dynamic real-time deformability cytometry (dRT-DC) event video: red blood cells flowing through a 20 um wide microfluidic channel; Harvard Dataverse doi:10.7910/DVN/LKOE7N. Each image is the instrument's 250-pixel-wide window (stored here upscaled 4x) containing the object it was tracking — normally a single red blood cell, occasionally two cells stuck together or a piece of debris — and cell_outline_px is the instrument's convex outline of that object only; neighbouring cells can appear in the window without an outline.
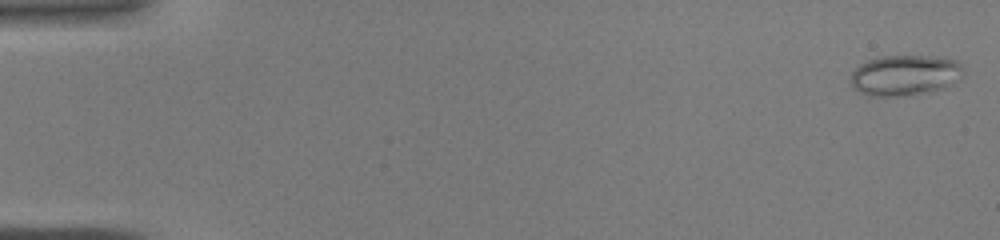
{"species": "common noctule bat (a hibernating species)", "species_latin": "Nyctalus noctula", "temperature_condition": "warm", "stored_images_in_passage": 44, "camera_frame_rate_fps": 3000, "um_per_image_px": 0.085, "animal": {"sex": "male", "body_mass_g": 19.0, "forearm_length_mm": 50.8}, "frame": {"image": 1, "passage_image": 1, "time_ms": 0.0, "image_size_px": [1000, 240], "cell_outline_px": [[964, 72], [960, 80], [944, 88], [928, 92], [900, 96], [868, 96], [852, 88], [852, 72], [860, 64], [868, 60], [880, 56], [924, 56], [956, 60], [960, 64]], "centroid_in_image_um": [76.92, 6.41], "position_along_channel_um": 8.1, "area_um2": 26.65}}
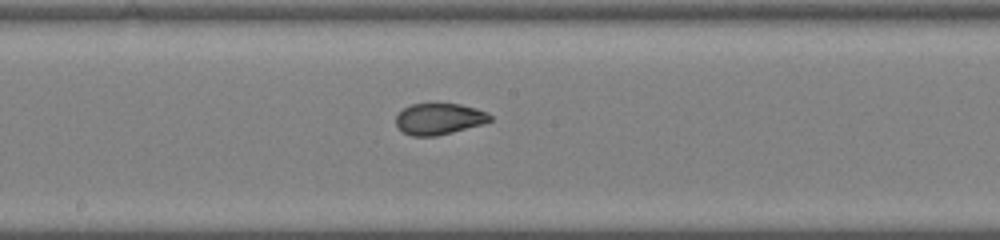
{"frame": {"image": 2, "passage_image": 24, "time_ms": 7.667, "image_size_px": [1000, 240], "cell_outline_px": [[492, 120], [484, 124], [436, 136], [412, 136], [404, 132], [396, 124], [396, 116], [404, 108], [412, 104], [460, 104], [476, 108], [488, 112], [492, 116]], "centroid_in_image_um": [37.37, 10.11], "position_along_channel_um": 210.8, "area_um2": 17.11}}
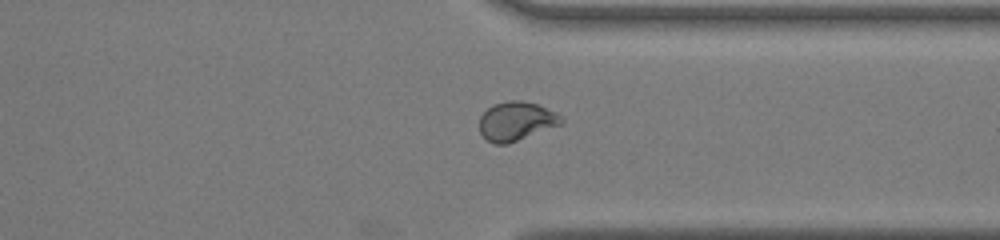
{"frame": {"image": 3, "passage_image": 34, "time_ms": 11.0, "image_size_px": [1000, 240], "cell_outline_px": [[564, 120], [560, 124], [508, 144], [496, 144], [488, 140], [480, 132], [480, 116], [492, 104], [508, 100], [520, 100], [536, 104], [556, 112]], "centroid_in_image_um": [43.86, 10.29], "position_along_channel_um": 367.5, "area_um2": 18.32}}